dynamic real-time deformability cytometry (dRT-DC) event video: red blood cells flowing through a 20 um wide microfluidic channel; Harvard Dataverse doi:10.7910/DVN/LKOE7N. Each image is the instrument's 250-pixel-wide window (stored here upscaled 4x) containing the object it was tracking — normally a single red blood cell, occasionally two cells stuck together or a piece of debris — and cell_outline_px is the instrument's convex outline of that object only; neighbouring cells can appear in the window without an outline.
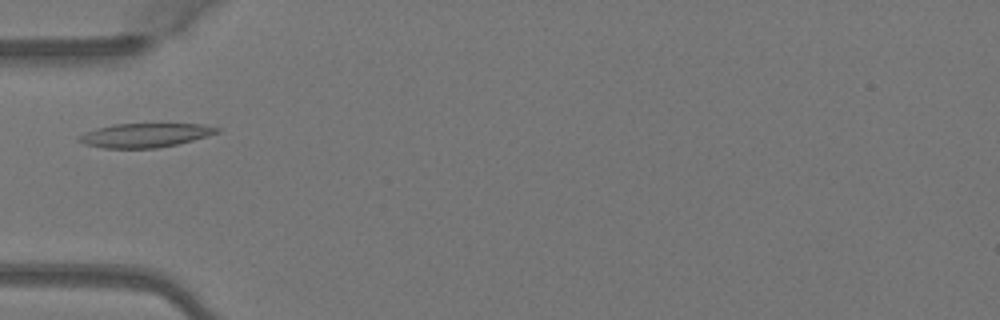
{"species": "Egyptian fruit bat (a non-hibernating species)", "species_latin": "Rousettus aegyptiacus", "temperature_condition": "warm", "stored_images_in_passage": 1, "camera_frame_rate_fps": 3000, "um_per_image_px": 0.085, "animal": {"sex": "female"}, "frame": {"image": 1, "passage_image": 1, "time_ms": 0.0, "image_size_px": [1000, 320], "cell_outline_px": [[220, 132], [192, 140], [176, 144], [156, 148], [104, 148], [84, 144], [76, 140], [76, 136], [84, 132], [96, 128], [116, 124], [204, 124], [220, 128]], "centroid_in_image_um": [12.28, 11.49], "position_along_channel_um": 72.7, "area_um2": 19.31}}